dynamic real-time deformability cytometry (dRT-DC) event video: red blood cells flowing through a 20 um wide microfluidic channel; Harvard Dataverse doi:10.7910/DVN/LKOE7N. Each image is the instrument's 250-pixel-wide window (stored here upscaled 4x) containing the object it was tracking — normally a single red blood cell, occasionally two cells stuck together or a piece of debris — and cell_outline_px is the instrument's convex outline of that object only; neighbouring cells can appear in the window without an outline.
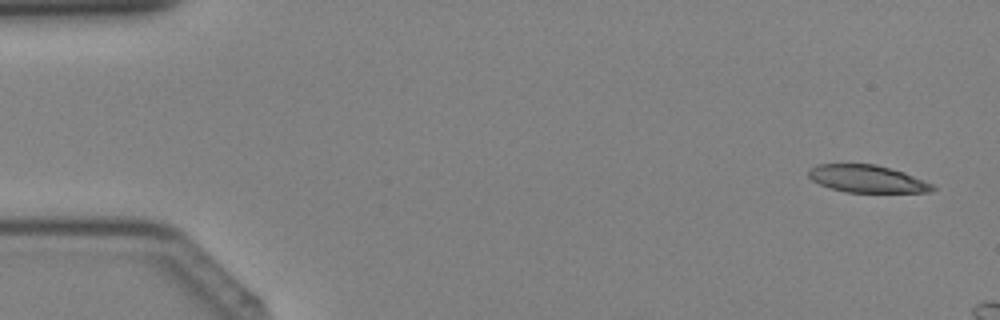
{"species": "Egyptian fruit bat (a non-hibernating species)", "species_latin": "Rousettus aegyptiacus", "temperature_condition": "cold", "stored_images_in_passage": 8, "camera_frame_rate_fps": 3000, "um_per_image_px": 0.085, "animal": {"sex": "female"}, "frame": {"image": 1, "passage_image": 2, "time_ms": 0.333, "image_size_px": [1000, 320], "cell_outline_px": [[936, 188], [932, 192], [844, 192], [820, 184], [812, 180], [808, 176], [808, 168], [816, 164], [876, 164], [904, 172], [932, 184]], "centroid_in_image_um": [73.68, 15.19], "position_along_channel_um": 11.3, "area_um2": 19.77}}